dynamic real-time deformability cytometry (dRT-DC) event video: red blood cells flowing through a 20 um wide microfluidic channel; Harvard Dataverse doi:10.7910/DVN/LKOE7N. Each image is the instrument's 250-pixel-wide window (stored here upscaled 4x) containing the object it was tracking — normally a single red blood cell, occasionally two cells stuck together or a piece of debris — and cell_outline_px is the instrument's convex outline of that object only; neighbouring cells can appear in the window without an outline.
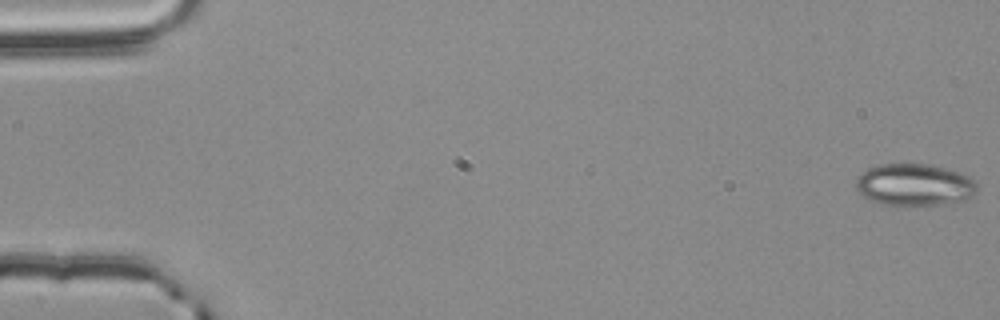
{"species": "common noctule bat (a hibernating species)", "species_latin": "Nyctalus noctula", "temperature_condition": "room temperature", "stored_images_in_passage": 56, "camera_frame_rate_fps": 3000, "um_per_image_px": 0.085, "animal": {"sex": "male", "body_mass_g": 20.4}, "frame": {"image": 1, "passage_image": 1, "time_ms": 0.0, "image_size_px": [1000, 320], "cell_outline_px": [[976, 192], [972, 196], [964, 200], [944, 204], [900, 208], [880, 204], [868, 200], [856, 188], [856, 180], [868, 168], [880, 164], [928, 164], [944, 168], [968, 176], [976, 184]], "centroid_in_image_um": [77.69, 15.76], "position_along_channel_um": 7.3, "area_um2": 30.06}}
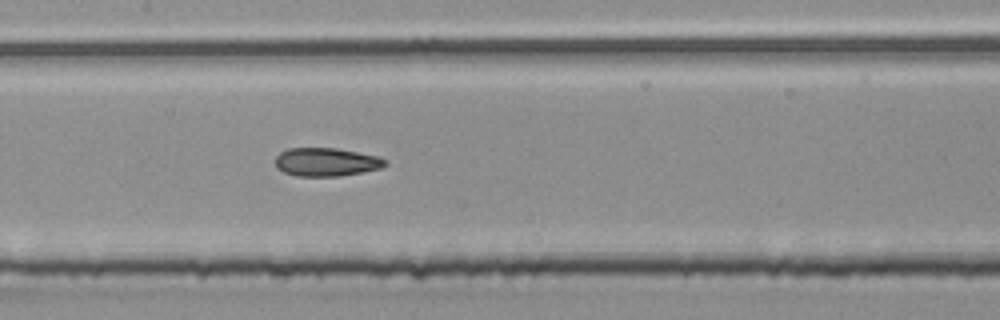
{"frame": {"image": 2, "passage_image": 28, "time_ms": 9.0, "image_size_px": [1000, 320], "cell_outline_px": [[388, 164], [380, 168], [340, 176], [296, 176], [284, 172], [276, 168], [276, 156], [280, 152], [288, 148], [336, 148], [376, 156], [388, 160]], "centroid_in_image_um": [27.71, 13.77], "position_along_channel_um": 179.7, "area_um2": 18.09}}
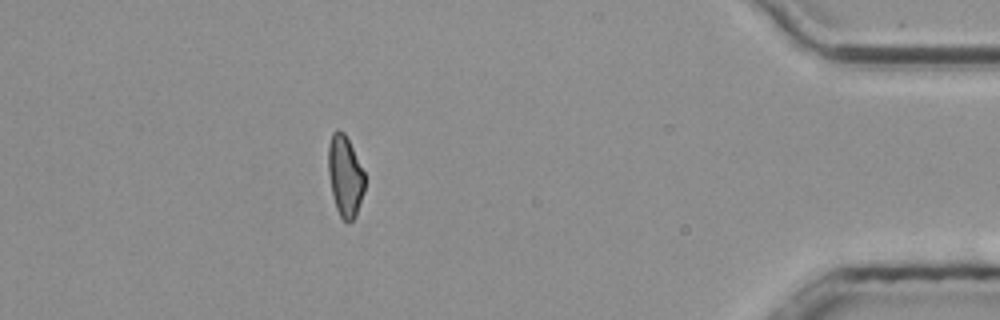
{"frame": {"image": 3, "passage_image": 50, "time_ms": 16.333, "image_size_px": [1000, 320], "cell_outline_px": [[364, 192], [356, 216], [348, 224], [340, 216], [336, 208], [332, 192], [328, 172], [328, 144], [332, 132], [336, 128], [340, 128], [344, 132], [364, 172]], "centroid_in_image_um": [29.32, 14.95], "position_along_channel_um": 405.9, "area_um2": 17.22}, "authors_computed_cell_mechanics": {"area_um2": 18.4382, "velocity_mm_per_s": 3.7916, "shape_relaxation_time_tau1_ms": 5.6664, "shape_relaxation_time_tau2_ms": 2.5011, "deformation_change_tau1": 0.1506, "deformation_change_tau2": 0.0971}}